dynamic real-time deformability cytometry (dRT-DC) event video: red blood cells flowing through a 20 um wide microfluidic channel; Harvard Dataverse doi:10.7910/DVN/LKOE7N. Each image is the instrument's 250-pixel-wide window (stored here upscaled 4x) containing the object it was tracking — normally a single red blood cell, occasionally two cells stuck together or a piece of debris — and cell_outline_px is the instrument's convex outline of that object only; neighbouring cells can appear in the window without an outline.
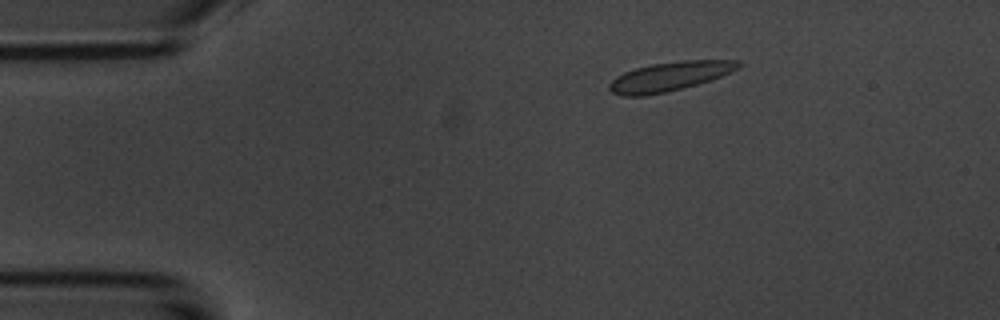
{"species": "common noctule bat (a hibernating species)", "species_latin": "Nyctalus noctula", "temperature_condition": "room temperature", "stored_images_in_passage": 6, "camera_frame_rate_fps": 3000, "um_per_image_px": 0.085, "animal": {"sex": "male", "body_mass_g": 20.1, "forearm_length_mm": 53.5}, "frame": {"image": 1, "passage_image": 6, "time_ms": 5.667, "image_size_px": [1000, 320], "cell_outline_px": [[744, 64], [712, 80], [668, 92], [648, 96], [620, 96], [612, 92], [608, 88], [608, 84], [616, 76], [624, 72], [636, 68], [652, 64], [680, 60], [740, 60]], "centroid_in_image_um": [56.89, 6.51], "position_along_channel_um": 28.1, "area_um2": 22.08}}